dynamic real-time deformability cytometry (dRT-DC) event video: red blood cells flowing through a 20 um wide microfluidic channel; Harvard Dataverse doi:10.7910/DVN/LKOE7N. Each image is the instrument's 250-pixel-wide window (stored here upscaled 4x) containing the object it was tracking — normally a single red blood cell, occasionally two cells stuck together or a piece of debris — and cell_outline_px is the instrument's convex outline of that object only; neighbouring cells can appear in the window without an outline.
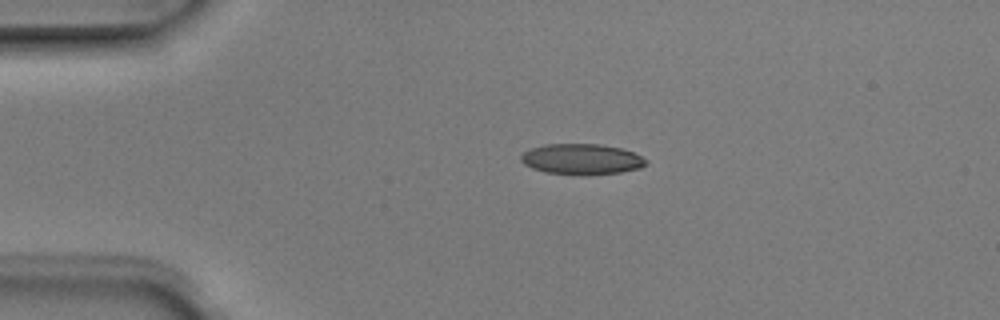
{"species": "Egyptian fruit bat (a non-hibernating species)", "species_latin": "Rousettus aegyptiacus", "temperature_condition": "room temperature", "stored_images_in_passage": 3, "camera_frame_rate_fps": 3000, "um_per_image_px": 0.085, "animal": {"sex": "male"}, "frame": {"image": 1, "passage_image": 1, "time_ms": 0.0, "image_size_px": [1000, 320], "cell_outline_px": [[648, 164], [640, 168], [620, 172], [588, 176], [580, 176], [544, 172], [532, 168], [524, 164], [520, 160], [520, 156], [524, 152], [532, 148], [544, 144], [600, 144], [620, 148], [632, 152], [648, 160]], "centroid_in_image_um": [49.44, 13.55], "position_along_channel_um": 35.6, "area_um2": 22.66}}
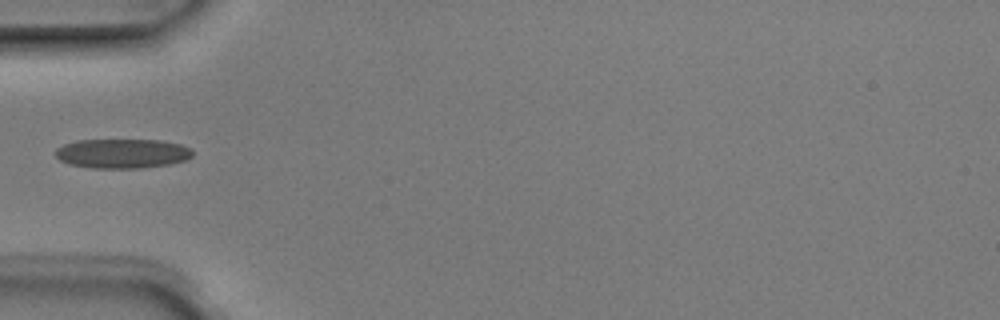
{"frame": {"image": 2, "passage_image": 3, "time_ms": 0.667, "image_size_px": [1000, 320], "cell_outline_px": [[192, 156], [184, 160], [168, 164], [140, 168], [92, 168], [68, 164], [60, 160], [56, 156], [56, 148], [64, 144], [76, 140], [160, 140], [180, 144], [192, 148]], "centroid_in_image_um": [10.37, 13.04], "position_along_channel_um": 74.6, "area_um2": 23.52}}